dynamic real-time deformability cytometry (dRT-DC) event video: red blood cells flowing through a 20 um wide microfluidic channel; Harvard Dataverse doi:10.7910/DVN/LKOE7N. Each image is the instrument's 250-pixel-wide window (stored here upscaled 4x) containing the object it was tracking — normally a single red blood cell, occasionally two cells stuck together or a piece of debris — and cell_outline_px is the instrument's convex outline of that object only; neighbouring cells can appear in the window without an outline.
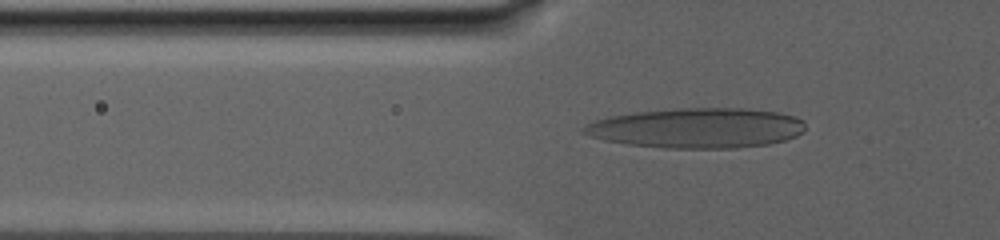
{"species": "human", "species_latin": "Homo sapiens", "temperature_condition": "warm", "stored_images_in_passage": 71, "camera_frame_rate_fps": 3000, "um_per_image_px": 0.085, "donor": {"sex": "male"}, "frame": {"image": 1, "passage_image": 27, "time_ms": 9.667, "image_size_px": [1000, 240], "cell_outline_px": [[804, 132], [796, 136], [784, 140], [768, 144], [736, 148], [664, 148], [628, 144], [604, 140], [588, 136], [580, 132], [580, 128], [584, 124], [608, 116], [636, 112], [676, 108], [748, 108], [780, 112], [796, 116], [804, 120]], "centroid_in_image_um": [59.23, 10.87], "position_along_channel_um": 66.6, "area_um2": 52.25}}
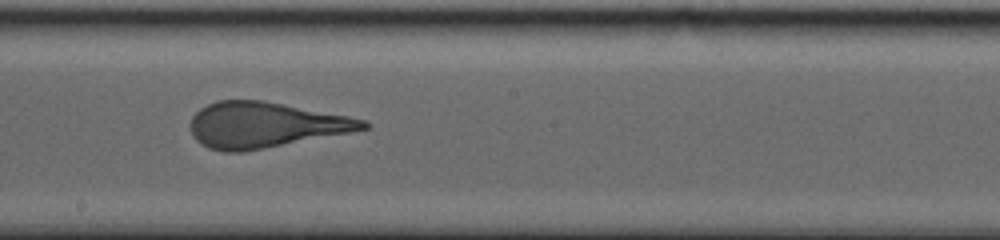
{"frame": {"image": 2, "passage_image": 43, "time_ms": 16.0, "image_size_px": [1000, 240], "cell_outline_px": [[372, 124], [368, 128], [348, 132], [244, 152], [224, 152], [208, 148], [200, 144], [192, 136], [192, 116], [200, 108], [216, 100], [260, 100], [348, 116], [368, 120]], "centroid_in_image_um": [22.5, 10.62], "position_along_channel_um": 225.7, "area_um2": 45.43}}
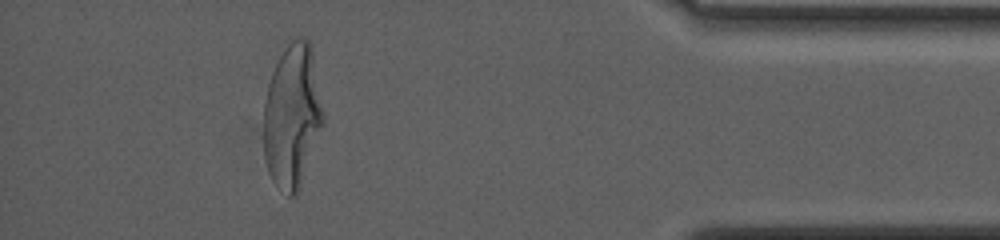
{"frame": {"image": 3, "passage_image": 65, "time_ms": 24.333, "image_size_px": [1000, 240], "cell_outline_px": [[324, 124], [300, 188], [296, 196], [288, 196], [272, 180], [268, 172], [264, 160], [264, 100], [268, 84], [272, 72], [284, 48], [292, 40], [300, 36], [308, 40], [312, 44], [324, 112]], "centroid_in_image_um": [24.86, 9.86], "position_along_channel_um": 410.3, "area_um2": 50.52}}